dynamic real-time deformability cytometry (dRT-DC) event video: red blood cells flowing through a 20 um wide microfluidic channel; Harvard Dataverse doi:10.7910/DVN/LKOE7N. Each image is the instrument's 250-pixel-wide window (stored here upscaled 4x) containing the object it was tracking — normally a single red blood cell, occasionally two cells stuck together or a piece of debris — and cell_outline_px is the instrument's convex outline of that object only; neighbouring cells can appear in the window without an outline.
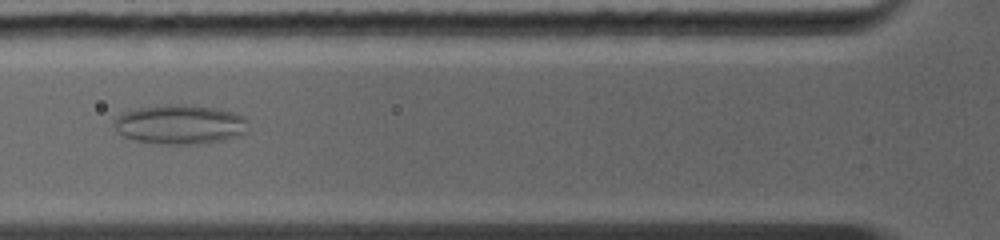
{"species": "common noctule bat (a hibernating species)", "species_latin": "Nyctalus noctula", "temperature_condition": "warm", "stored_images_in_passage": 5, "camera_frame_rate_fps": 5000, "um_per_image_px": 0.085, "animal": {"sex": "female", "body_mass_g": 19.0, "forearm_length_mm": 56.7}, "frame": {"image": 1, "passage_image": 4, "time_ms": 3.8, "image_size_px": [1000, 240], "cell_outline_px": [[244, 132], [236, 136], [224, 140], [192, 144], [164, 144], [132, 140], [120, 136], [116, 132], [112, 124], [112, 120], [116, 116], [124, 112], [140, 108], [180, 104], [188, 104], [212, 108], [232, 112], [244, 116]], "centroid_in_image_um": [15.18, 10.59], "position_along_channel_um": 110.6, "area_um2": 30.52}}
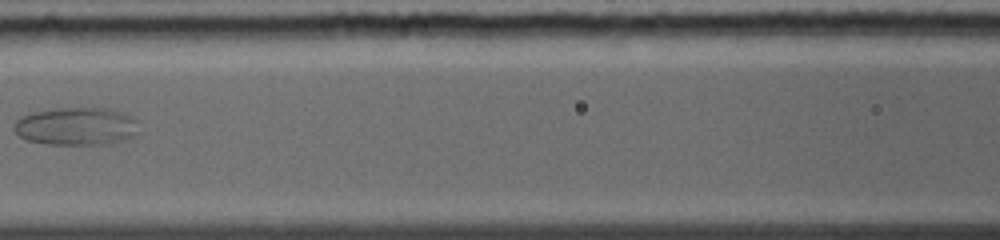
{"frame": {"image": 2, "passage_image": 5, "time_ms": 5.0, "image_size_px": [1000, 240], "cell_outline_px": [[136, 132], [132, 136], [124, 140], [112, 144], [44, 144], [28, 140], [20, 136], [12, 128], [16, 120], [20, 116], [36, 112], [60, 108], [100, 108], [132, 116], [136, 120]], "centroid_in_image_um": [6.44, 10.75], "position_along_channel_um": 160.2, "area_um2": 27.17}}